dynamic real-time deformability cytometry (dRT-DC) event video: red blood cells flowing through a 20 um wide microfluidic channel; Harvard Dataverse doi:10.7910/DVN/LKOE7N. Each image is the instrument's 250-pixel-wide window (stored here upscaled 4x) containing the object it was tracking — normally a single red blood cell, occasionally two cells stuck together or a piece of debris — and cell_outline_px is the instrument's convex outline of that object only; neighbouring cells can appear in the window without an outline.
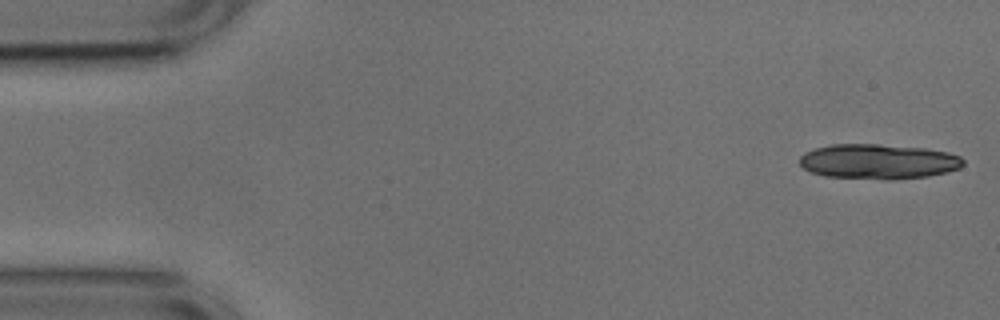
{"species": "common noctule bat (a hibernating species)", "species_latin": "Nyctalus noctula", "temperature_condition": "cold", "stored_images_in_passage": 52, "camera_frame_rate_fps": 3000, "um_per_image_px": 0.085, "animal": {"sex": "male", "body_mass_g": 17.9, "forearm_length_mm": 54.2}, "frame": {"image": 1, "passage_image": 1, "time_ms": 0.0, "image_size_px": [1000, 320], "cell_outline_px": [[964, 164], [960, 168], [928, 176], [892, 180], [888, 180], [824, 176], [812, 172], [804, 168], [800, 164], [800, 156], [804, 152], [816, 148], [832, 144], [880, 144], [924, 148], [948, 152], [960, 156], [964, 160]], "centroid_in_image_um": [74.66, 13.73], "position_along_channel_um": 10.3, "area_um2": 33.47}}
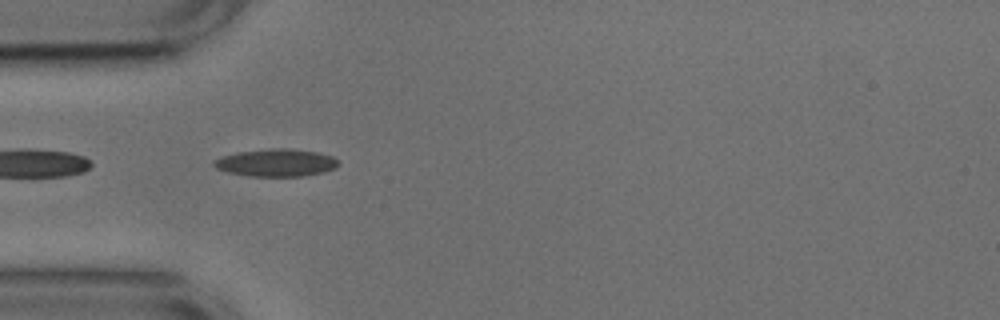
{"frame": {"image": 2, "passage_image": 15, "time_ms": 4.667, "image_size_px": [1000, 320], "cell_outline_px": [[340, 164], [336, 168], [324, 172], [300, 176], [252, 176], [228, 172], [216, 168], [212, 164], [212, 160], [236, 152], [268, 148], [288, 148], [316, 152], [332, 156], [340, 160]], "centroid_in_image_um": [23.49, 13.82], "position_along_channel_um": 61.5, "area_um2": 20.06}, "authors_computed_cell_mechanics": {"area_um2": 18.2648, "velocity_mm_per_s": 3.7872, "shape_relaxation_time_tau1_ms": 4.893, "shape_relaxation_time_tau2_ms": 2.6876, "deformation_change_tau1": 0.1486, "deformation_change_tau2": 0.1059}}